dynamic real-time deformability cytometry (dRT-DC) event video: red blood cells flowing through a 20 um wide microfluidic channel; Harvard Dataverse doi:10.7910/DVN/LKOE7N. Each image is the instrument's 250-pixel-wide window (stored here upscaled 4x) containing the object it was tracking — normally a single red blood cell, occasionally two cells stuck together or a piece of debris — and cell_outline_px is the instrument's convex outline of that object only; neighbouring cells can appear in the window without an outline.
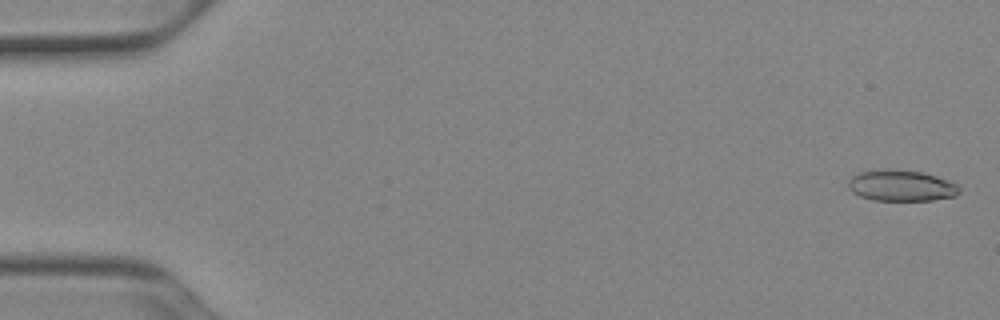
{"species": "Egyptian fruit bat (a non-hibernating species)", "species_latin": "Rousettus aegyptiacus", "temperature_condition": "cold", "stored_images_in_passage": 52, "camera_frame_rate_fps": 3000, "um_per_image_px": 0.085, "animal": {"sex": "female"}, "frame": {"image": 1, "passage_image": 2, "time_ms": 0.333, "image_size_px": [1000, 320], "cell_outline_px": [[960, 192], [956, 196], [932, 200], [872, 200], [860, 196], [852, 192], [848, 188], [848, 180], [852, 176], [860, 172], [884, 168], [888, 168], [924, 172], [948, 180], [956, 184], [960, 188]], "centroid_in_image_um": [76.59, 15.76], "position_along_channel_um": 8.4, "area_um2": 20.35}}
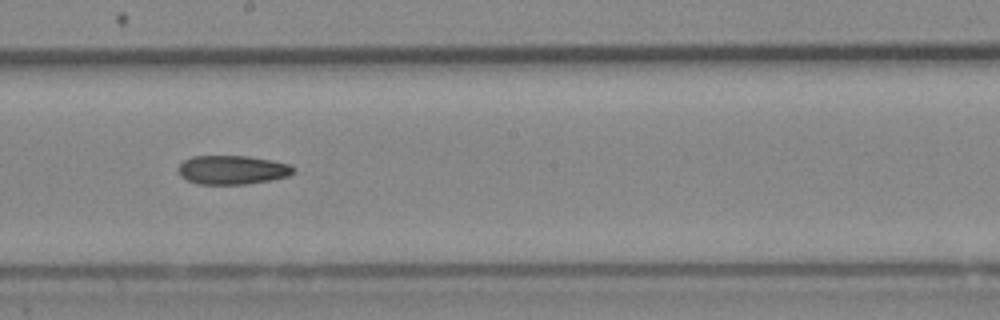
{"frame": {"image": 2, "passage_image": 30, "time_ms": 9.667, "image_size_px": [1000, 320], "cell_outline_px": [[296, 172], [288, 176], [272, 180], [244, 184], [196, 184], [180, 176], [180, 164], [184, 160], [192, 156], [248, 156], [272, 160], [292, 164], [296, 168]], "centroid_in_image_um": [19.81, 14.44], "position_along_channel_um": 228.4, "area_um2": 19.54}}
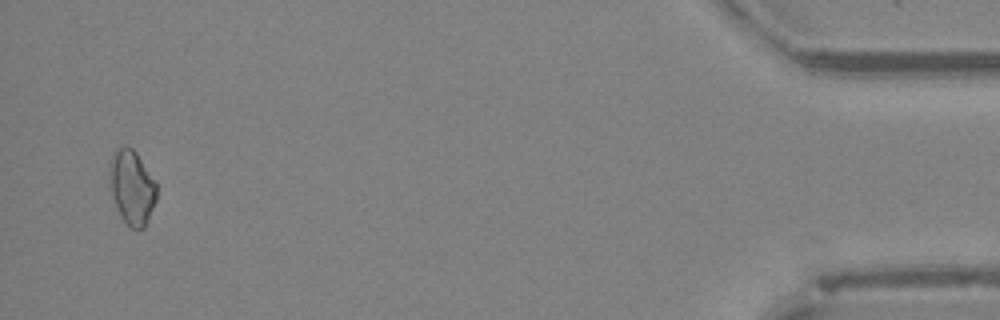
{"frame": {"image": 3, "passage_image": 51, "time_ms": 16.667, "image_size_px": [1000, 320], "cell_outline_px": [[156, 200], [148, 220], [144, 228], [128, 228], [112, 196], [108, 164], [108, 160], [112, 152], [120, 148], [132, 148], [136, 152], [156, 180]], "centroid_in_image_um": [11.21, 15.9], "position_along_channel_um": 424.0, "area_um2": 20.35}}